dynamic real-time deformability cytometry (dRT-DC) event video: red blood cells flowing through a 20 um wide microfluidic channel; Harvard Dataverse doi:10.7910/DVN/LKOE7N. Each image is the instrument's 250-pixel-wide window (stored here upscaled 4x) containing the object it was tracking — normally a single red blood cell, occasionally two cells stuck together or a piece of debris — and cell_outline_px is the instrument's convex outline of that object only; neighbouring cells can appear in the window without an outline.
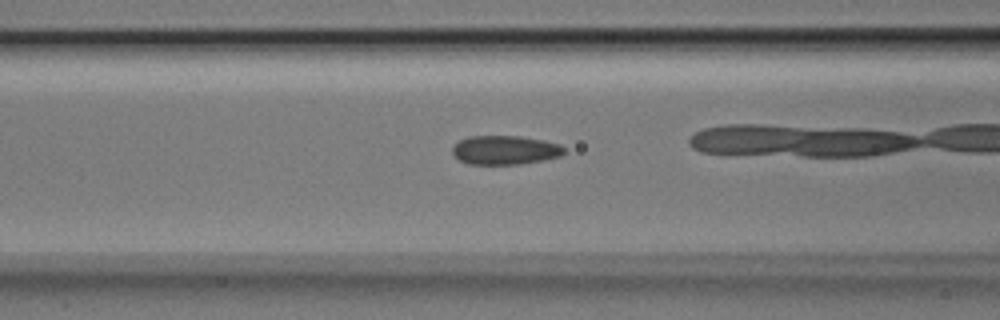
{"species": "Egyptian fruit bat (a non-hibernating species)", "species_latin": "Rousettus aegyptiacus", "temperature_condition": "room temperature", "stored_images_in_passage": 27, "camera_frame_rate_fps": 3000, "um_per_image_px": 0.085, "animal": {"sex": "male"}, "frame": {"image": 1, "passage_image": 8, "time_ms": 2.333, "image_size_px": [1000, 320], "cell_outline_px": [[564, 152], [560, 156], [544, 160], [520, 164], [468, 164], [460, 160], [452, 152], [452, 148], [460, 140], [468, 136], [520, 136], [544, 140], [560, 144], [564, 148]], "centroid_in_image_um": [42.94, 12.75], "position_along_channel_um": 123.7, "area_um2": 18.84}}